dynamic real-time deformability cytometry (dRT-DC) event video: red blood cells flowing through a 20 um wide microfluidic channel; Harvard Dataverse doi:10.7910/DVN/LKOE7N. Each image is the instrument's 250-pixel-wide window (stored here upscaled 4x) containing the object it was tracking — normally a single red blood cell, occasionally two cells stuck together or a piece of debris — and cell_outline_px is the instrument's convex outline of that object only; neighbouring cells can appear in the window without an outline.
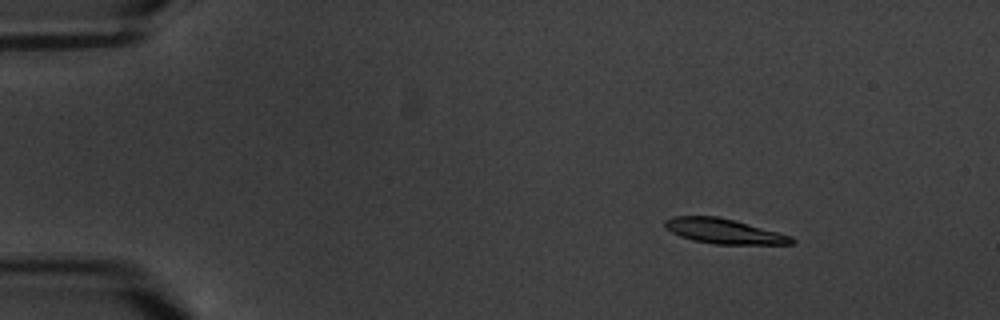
{"species": "common noctule bat (a hibernating species)", "species_latin": "Nyctalus noctula", "temperature_condition": "warm", "stored_images_in_passage": 6, "segment_of_instrument_passage": [1, 2], "camera_frame_rate_fps": 3000, "um_per_image_px": 0.085, "animal": {"sex": "male", "body_mass_g": 20.1, "forearm_length_mm": 53.5}, "frame": {"image": 1, "passage_image": 2, "time_ms": 1.333, "image_size_px": [1000, 320], "cell_outline_px": [[796, 240], [792, 244], [716, 244], [692, 240], [680, 236], [672, 232], [664, 224], [664, 220], [672, 216], [720, 216], [792, 236]], "centroid_in_image_um": [61.53, 19.64], "position_along_channel_um": 23.5, "area_um2": 18.32}}
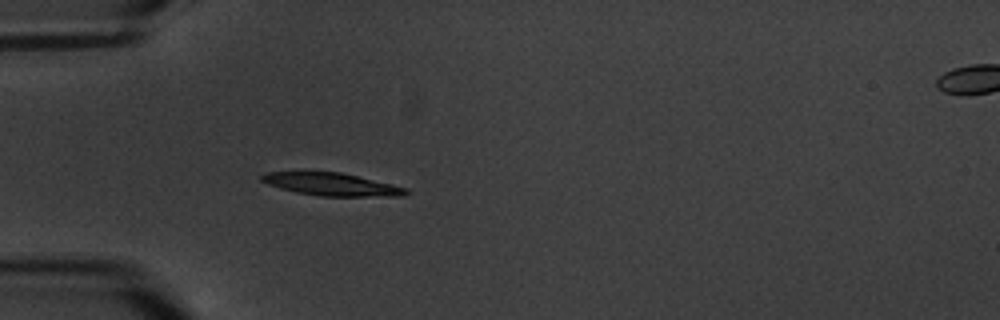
{"frame": {"image": 2, "passage_image": 5, "time_ms": 4.667, "image_size_px": [1000, 320], "cell_outline_px": [[412, 192], [404, 196], [320, 196], [296, 192], [280, 188], [268, 184], [260, 180], [260, 176], [264, 172], [300, 168], [340, 172], [392, 184], [408, 188]], "centroid_in_image_um": [28.08, 15.61], "position_along_channel_um": 56.9, "area_um2": 20.17}}